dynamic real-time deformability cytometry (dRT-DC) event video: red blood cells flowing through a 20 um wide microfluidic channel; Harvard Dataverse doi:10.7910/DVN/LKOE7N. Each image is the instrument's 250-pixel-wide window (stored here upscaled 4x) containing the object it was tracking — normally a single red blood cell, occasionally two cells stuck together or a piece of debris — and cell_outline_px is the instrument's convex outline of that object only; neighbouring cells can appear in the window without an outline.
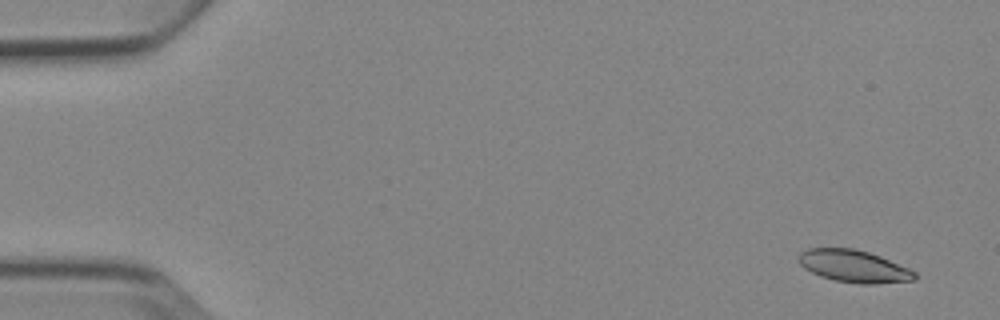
{"species": "Egyptian fruit bat (a non-hibernating species)", "species_latin": "Rousettus aegyptiacus", "temperature_condition": "cold", "stored_images_in_passage": 4, "camera_frame_rate_fps": 3000, "um_per_image_px": 0.085, "animal": {"sex": "female"}, "frame": {"image": 1, "passage_image": 1, "time_ms": 0.0, "image_size_px": [1000, 320], "cell_outline_px": [[916, 280], [876, 284], [860, 284], [836, 280], [820, 276], [804, 268], [800, 264], [800, 252], [808, 248], [852, 248], [868, 252], [880, 256], [908, 268], [916, 272]], "centroid_in_image_um": [72.6, 22.63], "position_along_channel_um": 12.4, "area_um2": 21.68}}
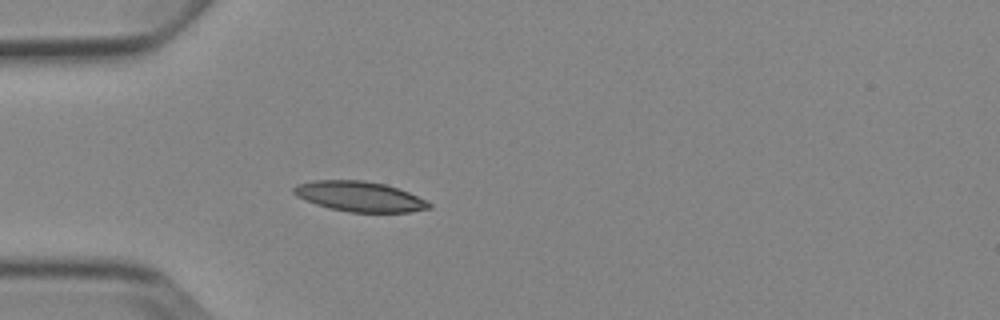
{"frame": {"image": 2, "passage_image": 4, "time_ms": 4.333, "image_size_px": [1000, 320], "cell_outline_px": [[432, 208], [408, 212], [348, 212], [328, 208], [304, 200], [296, 196], [292, 192], [292, 188], [296, 184], [312, 180], [364, 180], [384, 184], [408, 192], [432, 204]], "centroid_in_image_um": [30.5, 16.7], "position_along_channel_um": 54.5, "area_um2": 23.81}}